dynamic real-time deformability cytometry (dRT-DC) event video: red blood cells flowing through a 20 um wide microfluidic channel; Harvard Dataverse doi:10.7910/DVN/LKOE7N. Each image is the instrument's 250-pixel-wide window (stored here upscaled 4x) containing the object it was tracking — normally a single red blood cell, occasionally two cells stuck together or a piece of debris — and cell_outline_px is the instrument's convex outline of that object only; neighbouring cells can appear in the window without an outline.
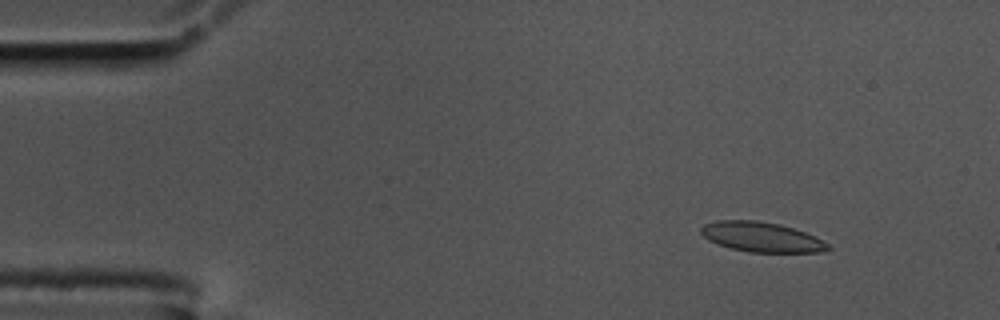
{"species": "common noctule bat (a hibernating species)", "species_latin": "Nyctalus noctula", "temperature_condition": "cold", "stored_images_in_passage": 57, "camera_frame_rate_fps": 3000, "um_per_image_px": 0.085, "animal": {"sex": "male", "body_mass_g": 17.5, "forearm_length_mm": 52.3}, "frame": {"image": 1, "passage_image": 6, "time_ms": 1.667, "image_size_px": [1000, 320], "cell_outline_px": [[832, 248], [820, 252], [748, 252], [716, 244], [708, 240], [700, 232], [700, 228], [704, 224], [716, 220], [756, 220], [780, 224], [816, 236], [828, 244]], "centroid_in_image_um": [64.71, 20.14], "position_along_channel_um": 20.3, "area_um2": 22.14}}
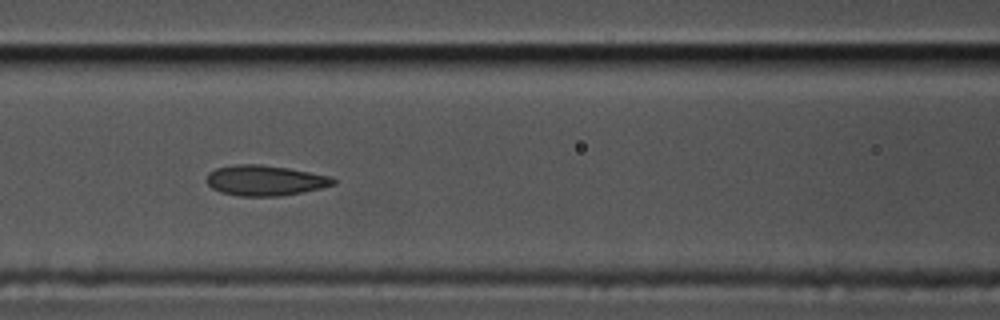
{"frame": {"image": 2, "passage_image": 24, "time_ms": 7.667, "image_size_px": [1000, 320], "cell_outline_px": [[336, 184], [320, 188], [280, 196], [240, 196], [220, 192], [212, 188], [208, 184], [208, 172], [216, 168], [236, 164], [260, 164], [288, 168], [332, 176], [336, 180]], "centroid_in_image_um": [22.54, 15.33], "position_along_channel_um": 144.1, "area_um2": 22.37}}
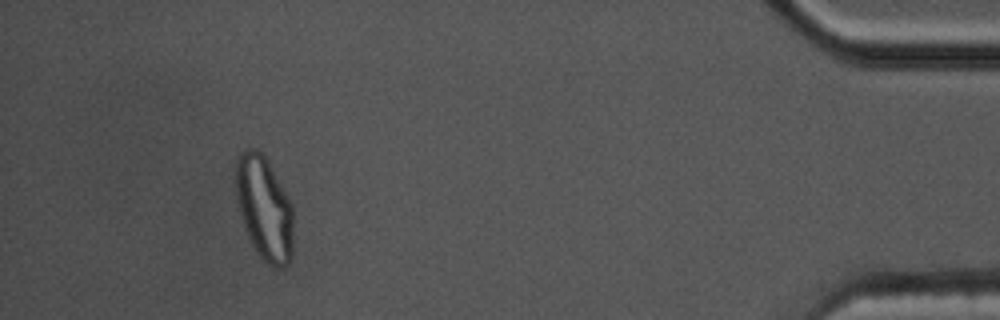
{"frame": {"image": 3, "passage_image": 53, "time_ms": 17.333, "image_size_px": [1000, 320], "cell_outline_px": [[292, 260], [284, 268], [272, 268], [256, 252], [248, 236], [240, 216], [236, 200], [236, 160], [240, 152], [244, 148], [256, 148], [264, 156], [276, 176], [292, 204]], "centroid_in_image_um": [22.45, 17.72], "position_along_channel_um": 412.8, "area_um2": 34.91}, "authors_computed_cell_mechanics": {"area_um2": 22.542, "velocity_mm_per_s": 3.4386, "shape_relaxation_time_tau1_ms": null, "shape_relaxation_time_tau2_ms": 1.5509, "deformation_change_tau1": null, "deformation_change_tau2": 0.066}}